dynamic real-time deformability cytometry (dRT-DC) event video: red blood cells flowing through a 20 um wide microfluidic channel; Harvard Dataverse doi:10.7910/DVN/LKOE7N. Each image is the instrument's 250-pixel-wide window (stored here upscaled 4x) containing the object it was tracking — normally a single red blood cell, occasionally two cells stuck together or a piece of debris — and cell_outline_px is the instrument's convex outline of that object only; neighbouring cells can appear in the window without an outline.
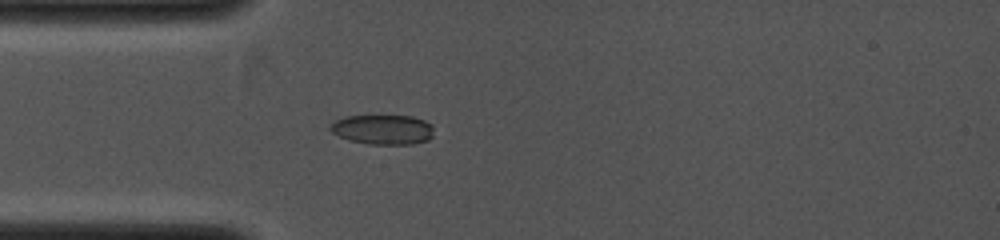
{"species": "common noctule bat (a hibernating species)", "species_latin": "Nyctalus noctula", "temperature_condition": "cold", "stored_images_in_passage": 1, "camera_frame_rate_fps": 4000, "um_per_image_px": 0.085, "animal": {"sex": "female", "body_mass_g": 19.0, "forearm_length_mm": 53.3}, "frame": {"image": 1, "passage_image": 1, "time_ms": 0.0, "image_size_px": [1000, 240], "cell_outline_px": [[432, 136], [428, 140], [412, 144], [368, 144], [348, 140], [332, 132], [328, 128], [336, 120], [344, 116], [412, 116], [424, 120], [432, 124]], "centroid_in_image_um": [32.54, 11.01], "position_along_channel_um": 52.5, "area_um2": 17.92}}